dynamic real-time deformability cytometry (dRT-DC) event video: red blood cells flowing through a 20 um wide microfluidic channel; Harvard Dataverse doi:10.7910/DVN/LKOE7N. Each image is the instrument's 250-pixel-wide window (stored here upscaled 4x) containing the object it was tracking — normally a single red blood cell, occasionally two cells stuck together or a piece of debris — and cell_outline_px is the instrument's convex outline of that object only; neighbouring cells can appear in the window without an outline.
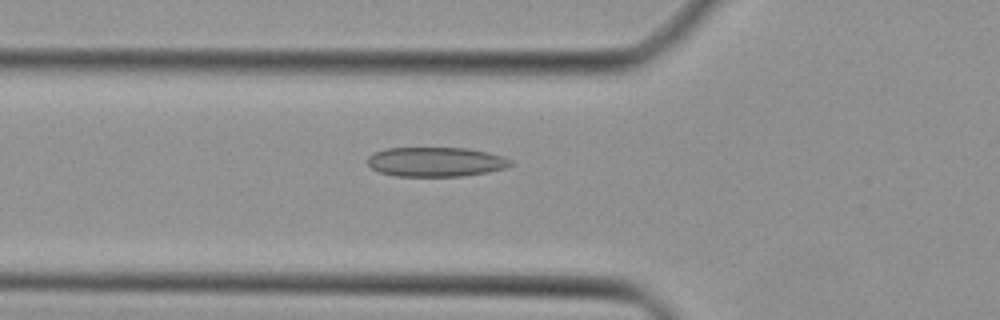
{"species": "Egyptian fruit bat (a non-hibernating species)", "species_latin": "Rousettus aegyptiacus", "temperature_condition": "cold", "stored_images_in_passage": 45, "camera_frame_rate_fps": 3000, "um_per_image_px": 0.085, "animal": {"sex": "female"}, "frame": {"image": 1, "passage_image": 16, "time_ms": 5.0, "image_size_px": [1000, 320], "cell_outline_px": [[516, 164], [504, 168], [488, 172], [464, 176], [396, 176], [380, 172], [372, 168], [368, 164], [368, 156], [372, 152], [388, 148], [468, 148], [488, 152], [512, 160]], "centroid_in_image_um": [37.05, 13.76], "position_along_channel_um": 88.7, "area_um2": 24.68}}
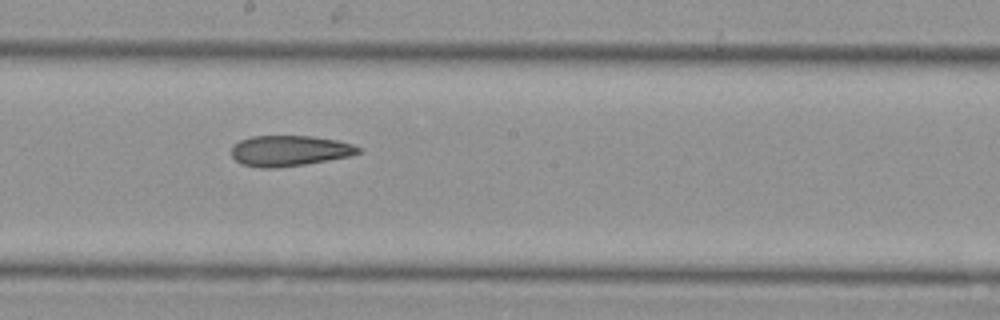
{"frame": {"image": 2, "passage_image": 25, "time_ms": 8.0, "image_size_px": [1000, 320], "cell_outline_px": [[360, 152], [348, 156], [328, 160], [304, 164], [276, 168], [260, 168], [240, 164], [232, 156], [232, 148], [240, 140], [252, 136], [312, 136], [336, 140], [352, 144], [360, 148]], "centroid_in_image_um": [24.58, 12.82], "position_along_channel_um": 223.6, "area_um2": 22.48}}
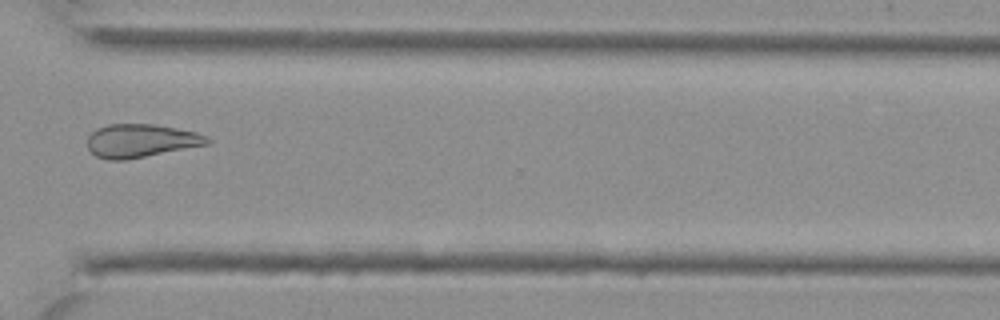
{"frame": {"image": 3, "passage_image": 34, "time_ms": 11.0, "image_size_px": [1000, 320], "cell_outline_px": [[212, 144], [128, 160], [108, 160], [96, 156], [88, 148], [88, 136], [96, 128], [108, 124], [156, 124], [196, 132], [208, 136], [212, 140]], "centroid_in_image_um": [12.03, 11.97], "position_along_channel_um": 358.6, "area_um2": 23.7}}